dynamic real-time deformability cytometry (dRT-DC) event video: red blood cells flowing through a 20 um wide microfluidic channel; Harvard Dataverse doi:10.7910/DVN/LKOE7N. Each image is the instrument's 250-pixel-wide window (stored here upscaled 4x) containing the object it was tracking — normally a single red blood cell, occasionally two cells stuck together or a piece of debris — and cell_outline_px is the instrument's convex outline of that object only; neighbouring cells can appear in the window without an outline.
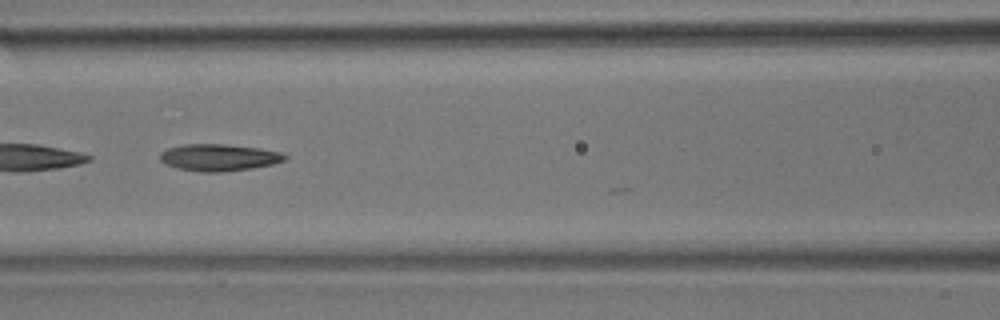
{"species": "common noctule bat (a hibernating species)", "species_latin": "Nyctalus noctula", "temperature_condition": "room temperature", "stored_images_in_passage": 28, "camera_frame_rate_fps": 3000, "um_per_image_px": 0.085, "animal": {"sex": "male", "body_mass_g": 17.9}, "frame": {"image": 1, "passage_image": 9, "time_ms": 2.667, "image_size_px": [1000, 320], "cell_outline_px": [[288, 160], [272, 164], [252, 168], [224, 172], [200, 172], [176, 168], [164, 164], [160, 160], [160, 152], [168, 148], [184, 144], [224, 144], [260, 148], [280, 152], [288, 156]], "centroid_in_image_um": [18.6, 13.39], "position_along_channel_um": 148.0, "area_um2": 19.77}}
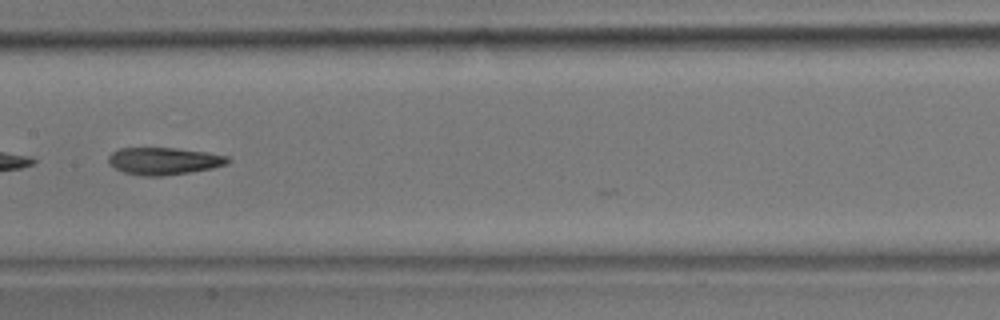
{"frame": {"image": 2, "passage_image": 12, "time_ms": 3.667, "image_size_px": [1000, 320], "cell_outline_px": [[232, 160], [228, 164], [212, 168], [188, 172], [160, 176], [144, 176], [124, 172], [108, 164], [108, 156], [112, 152], [120, 148], [176, 148], [208, 152], [228, 156]], "centroid_in_image_um": [13.95, 13.68], "position_along_channel_um": 193.5, "area_um2": 18.96}}